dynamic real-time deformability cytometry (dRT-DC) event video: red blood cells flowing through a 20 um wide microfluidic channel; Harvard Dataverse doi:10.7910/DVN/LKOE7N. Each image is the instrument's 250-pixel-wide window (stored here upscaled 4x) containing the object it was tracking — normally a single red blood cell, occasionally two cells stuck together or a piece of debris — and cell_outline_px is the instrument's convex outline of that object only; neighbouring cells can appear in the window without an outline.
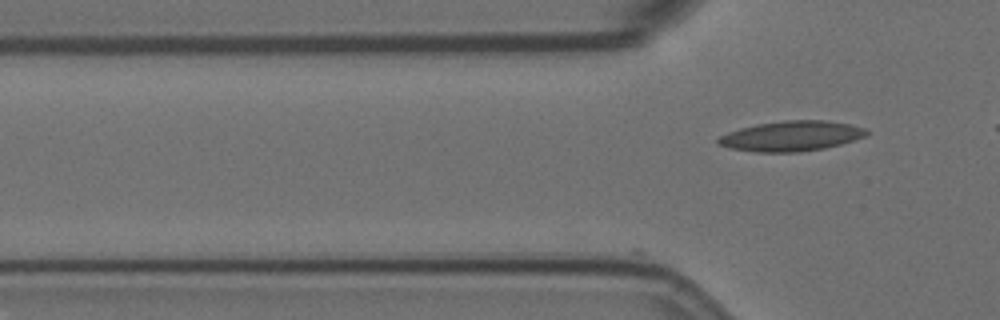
{"species": "Egyptian fruit bat (a non-hibernating species)", "species_latin": "Rousettus aegyptiacus", "temperature_condition": "room temperature", "stored_images_in_passage": 6, "camera_frame_rate_fps": 3000, "um_per_image_px": 0.085, "animal": {"sex": "female"}, "frame": {"image": 1, "passage_image": 6, "time_ms": 1.667, "image_size_px": [1000, 320], "cell_outline_px": [[868, 132], [864, 136], [840, 144], [824, 148], [800, 152], [756, 152], [728, 148], [716, 144], [716, 140], [720, 136], [728, 132], [740, 128], [756, 124], [784, 120], [824, 120], [848, 124], [864, 128]], "centroid_in_image_um": [67.19, 11.57], "position_along_channel_um": 58.6, "area_um2": 25.95}}